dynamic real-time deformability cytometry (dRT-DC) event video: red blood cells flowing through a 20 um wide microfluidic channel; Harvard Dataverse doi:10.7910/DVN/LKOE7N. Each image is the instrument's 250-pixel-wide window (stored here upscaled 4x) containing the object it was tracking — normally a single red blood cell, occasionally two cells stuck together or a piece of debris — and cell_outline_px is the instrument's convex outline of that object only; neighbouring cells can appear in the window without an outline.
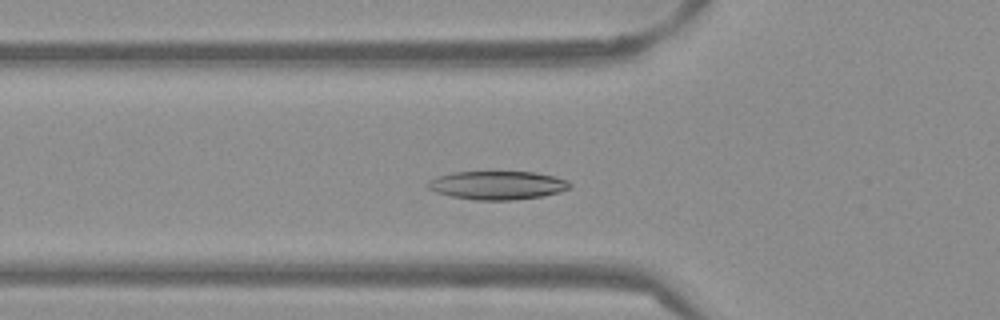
{"species": "Egyptian fruit bat (a non-hibernating species)", "species_latin": "Rousettus aegyptiacus", "temperature_condition": "warm", "stored_images_in_passage": 44, "camera_frame_rate_fps": 3000, "um_per_image_px": 0.085, "frame": {"image": 1, "passage_image": 16, "time_ms": 5.0, "image_size_px": [1000, 320], "cell_outline_px": [[572, 188], [560, 192], [544, 196], [512, 200], [476, 200], [452, 196], [436, 192], [428, 188], [424, 184], [428, 180], [436, 176], [452, 172], [492, 168], [536, 172], [556, 176], [568, 180], [572, 184]], "centroid_in_image_um": [42.29, 15.68], "position_along_channel_um": 83.5, "area_um2": 25.14}}
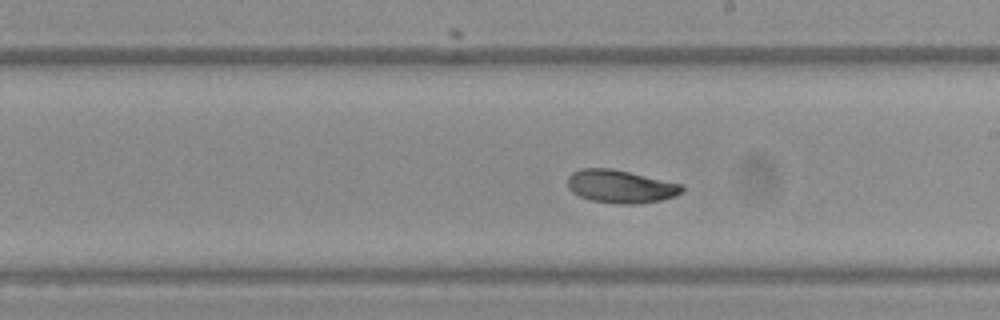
{"frame": {"image": 2, "passage_image": 28, "time_ms": 9.0, "image_size_px": [1000, 320], "cell_outline_px": [[684, 188], [676, 196], [660, 200], [636, 204], [620, 204], [592, 200], [580, 196], [572, 192], [568, 188], [568, 176], [572, 172], [580, 168], [612, 168], [684, 184]], "centroid_in_image_um": [52.75, 15.84], "position_along_channel_um": 236.2, "area_um2": 22.08}}
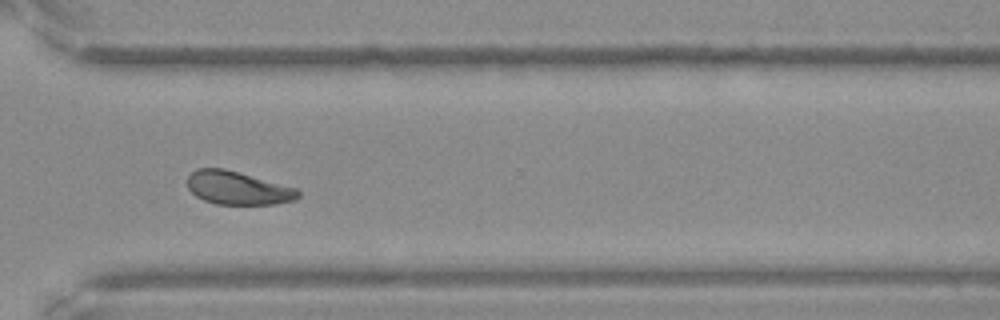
{"frame": {"image": 3, "passage_image": 37, "time_ms": 12.0, "image_size_px": [1000, 320], "cell_outline_px": [[300, 196], [296, 200], [276, 204], [216, 204], [204, 200], [196, 196], [188, 188], [188, 176], [196, 168], [224, 168], [296, 188], [300, 192]], "centroid_in_image_um": [20.21, 15.98], "position_along_channel_um": 350.4, "area_um2": 21.39}, "authors_computed_cell_mechanics": {"area_um2": 22.5131, "velocity_mm_per_s": 3.8016, "shape_relaxation_time_tau1_ms": 3.7459, "shape_relaxation_time_tau2_ms": 3.5314, "deformation_change_tau1": 0.1244, "deformation_change_tau2": 0.0838}}